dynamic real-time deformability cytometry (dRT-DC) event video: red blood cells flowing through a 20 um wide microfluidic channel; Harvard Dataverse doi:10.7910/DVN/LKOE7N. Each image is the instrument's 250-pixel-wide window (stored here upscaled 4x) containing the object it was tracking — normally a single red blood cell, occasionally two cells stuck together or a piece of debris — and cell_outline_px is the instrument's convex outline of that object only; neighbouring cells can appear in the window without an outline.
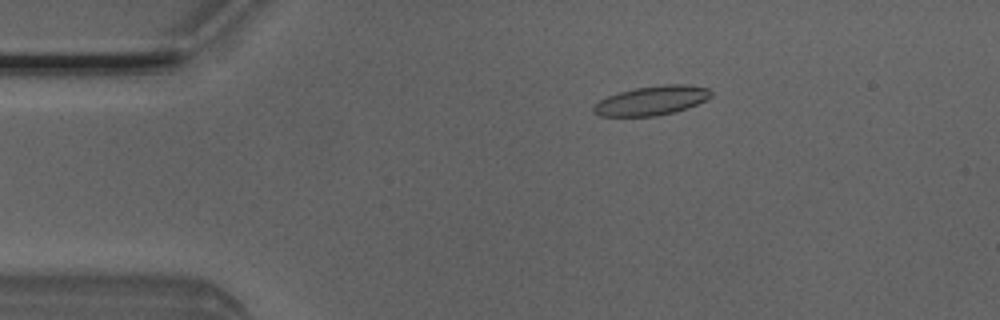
{"species": "Egyptian fruit bat (a non-hibernating species)", "species_latin": "Rousettus aegyptiacus", "temperature_condition": "room temperature", "stored_images_in_passage": 6, "camera_frame_rate_fps": 3000, "um_per_image_px": 0.085, "animal": {"sex": "male"}, "frame": {"image": 1, "passage_image": 3, "time_ms": 0.667, "image_size_px": [1000, 320], "cell_outline_px": [[712, 96], [696, 104], [672, 112], [656, 116], [600, 116], [592, 112], [592, 104], [608, 96], [620, 92], [636, 88], [664, 84], [688, 84], [708, 88], [712, 92]], "centroid_in_image_um": [55.36, 8.54], "position_along_channel_um": 29.6, "area_um2": 19.88}}